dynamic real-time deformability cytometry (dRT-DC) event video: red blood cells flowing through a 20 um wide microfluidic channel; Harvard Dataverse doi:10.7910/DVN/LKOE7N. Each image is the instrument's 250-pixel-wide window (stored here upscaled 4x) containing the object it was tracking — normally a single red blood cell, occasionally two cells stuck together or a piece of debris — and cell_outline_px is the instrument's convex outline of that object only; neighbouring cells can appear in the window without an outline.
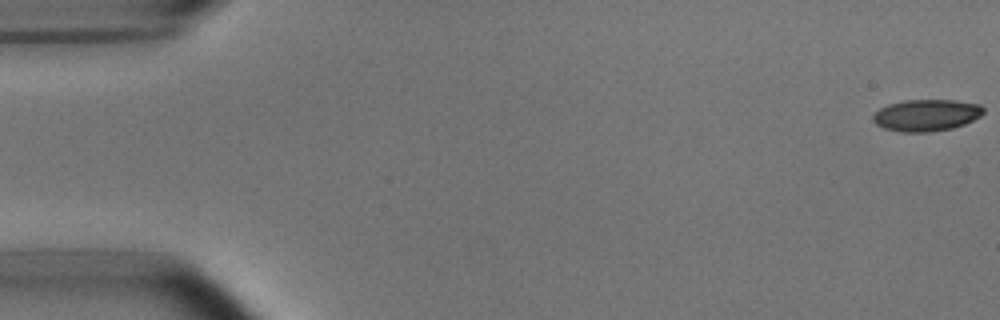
{"species": "common noctule bat (a hibernating species)", "species_latin": "Nyctalus noctula", "temperature_condition": "room temperature", "stored_images_in_passage": 48, "camera_frame_rate_fps": 3000, "um_per_image_px": 0.085, "animal": {"sex": "male", "body_mass_g": 15.6}, "frame": {"image": 1, "passage_image": 1, "time_ms": 0.0, "image_size_px": [1000, 320], "cell_outline_px": [[984, 112], [980, 116], [964, 124], [952, 128], [932, 132], [900, 132], [884, 128], [876, 124], [872, 120], [872, 116], [880, 108], [888, 104], [904, 100], [956, 100], [980, 104], [984, 108]], "centroid_in_image_um": [78.74, 9.79], "position_along_channel_um": 6.3, "area_um2": 20.52}}
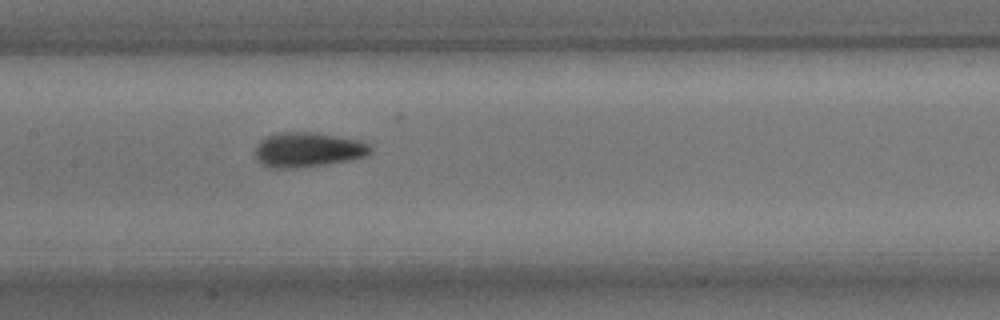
{"frame": {"image": 2, "passage_image": 26, "time_ms": 8.333, "image_size_px": [1000, 320], "cell_outline_px": [[372, 152], [368, 156], [352, 160], [328, 164], [296, 168], [268, 168], [260, 164], [256, 160], [256, 144], [264, 136], [276, 132], [312, 132], [360, 140], [368, 144], [372, 148]], "centroid_in_image_um": [26.15, 12.73], "position_along_channel_um": 181.2, "area_um2": 23.81}}
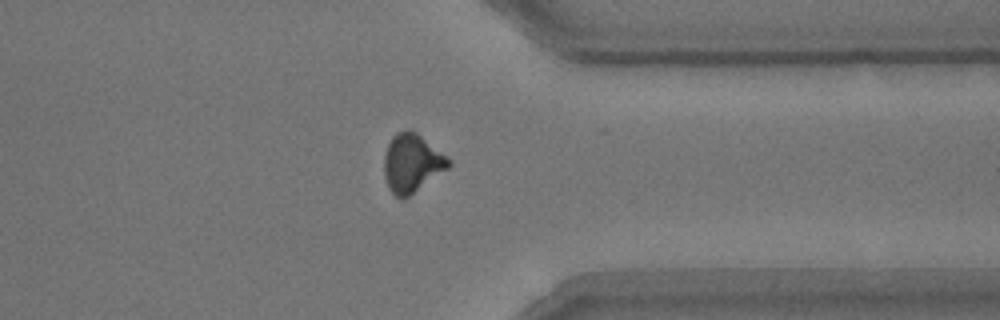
{"frame": {"image": 3, "passage_image": 42, "time_ms": 13.667, "image_size_px": [1000, 320], "cell_outline_px": [[452, 164], [448, 168], [404, 200], [400, 200], [392, 192], [384, 176], [384, 156], [388, 144], [392, 136], [396, 132], [408, 128], [416, 132], [452, 160]], "centroid_in_image_um": [35.01, 13.86], "position_along_channel_um": 376.4, "area_um2": 22.02}, "authors_computed_cell_mechanics": {"area_um2": 21.6172, "velocity_mm_per_s": 3.7636, "shape_relaxation_time_tau1_ms": 3.9693, "shape_relaxation_time_tau2_ms": 1.7712, "deformation_change_tau1": 0.1273, "deformation_change_tau2": 0.0754}}